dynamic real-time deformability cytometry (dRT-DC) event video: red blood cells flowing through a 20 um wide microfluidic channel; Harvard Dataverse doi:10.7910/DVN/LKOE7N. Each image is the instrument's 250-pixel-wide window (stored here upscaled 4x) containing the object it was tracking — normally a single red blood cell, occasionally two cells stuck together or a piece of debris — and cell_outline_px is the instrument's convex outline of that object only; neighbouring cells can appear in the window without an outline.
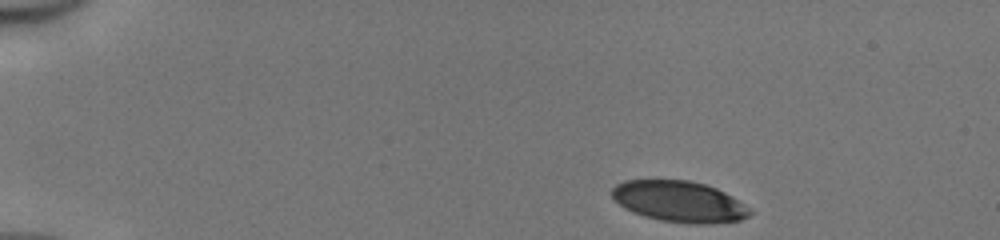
{"species": "human", "species_latin": "Homo sapiens", "temperature_condition": "cold", "stored_images_in_passage": 43, "camera_frame_rate_fps": 3000, "um_per_image_px": 0.085, "donor": {"sex": "male"}, "frame": {"image": 1, "passage_image": 1, "time_ms": 0.0, "image_size_px": [1000, 240], "cell_outline_px": [[756, 212], [740, 220], [708, 224], [692, 224], [660, 220], [644, 216], [624, 208], [612, 196], [612, 188], [616, 184], [624, 180], [688, 180], [704, 184], [716, 188], [724, 192], [752, 208]], "centroid_in_image_um": [57.77, 17.13], "position_along_channel_um": 27.2, "area_um2": 33.06}}
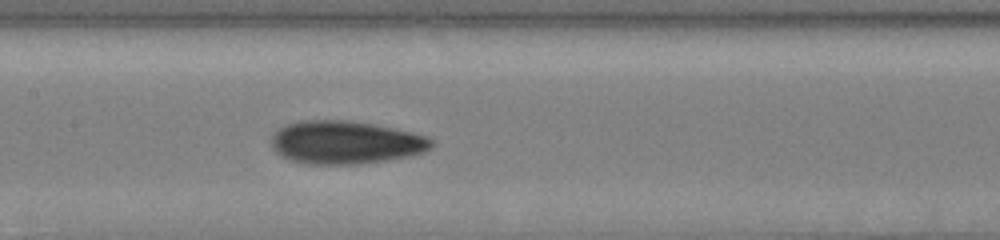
{"frame": {"image": 2, "passage_image": 19, "time_ms": 6.0, "image_size_px": [1000, 240], "cell_outline_px": [[432, 148], [424, 152], [408, 156], [388, 160], [360, 164], [308, 164], [288, 160], [280, 156], [276, 152], [272, 144], [272, 136], [276, 128], [300, 120], [352, 120], [376, 124], [412, 132], [428, 136], [432, 140]], "centroid_in_image_um": [29.36, 12.1], "position_along_channel_um": 178.0, "area_um2": 40.63}}
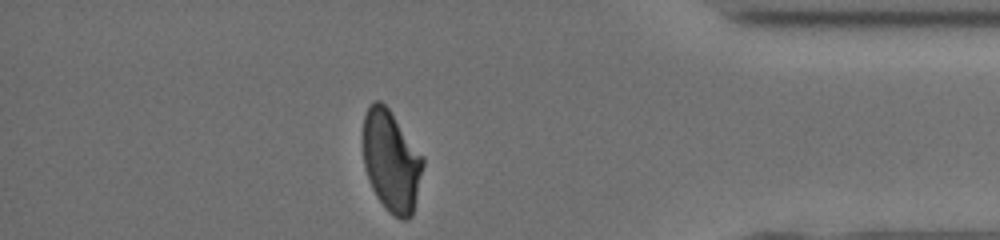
{"frame": {"image": 3, "passage_image": 37, "time_ms": 12.0, "image_size_px": [1000, 240], "cell_outline_px": [[424, 164], [412, 216], [408, 220], [400, 220], [388, 212], [376, 196], [368, 180], [364, 164], [364, 116], [368, 108], [376, 100], [380, 100], [388, 108], [424, 156]], "centroid_in_image_um": [33.28, 13.73], "position_along_channel_um": 401.9, "area_um2": 35.26}, "authors_computed_cell_mechanics": {"area_um2": 36.9342, "velocity_mm_per_s": 4.1637, "shape_relaxation_time_tau1_ms": 5.127, "shape_relaxation_time_tau2_ms": 1.8184, "deformation_change_tau1": 0.1494, "deformation_change_tau2": 0.0758}}